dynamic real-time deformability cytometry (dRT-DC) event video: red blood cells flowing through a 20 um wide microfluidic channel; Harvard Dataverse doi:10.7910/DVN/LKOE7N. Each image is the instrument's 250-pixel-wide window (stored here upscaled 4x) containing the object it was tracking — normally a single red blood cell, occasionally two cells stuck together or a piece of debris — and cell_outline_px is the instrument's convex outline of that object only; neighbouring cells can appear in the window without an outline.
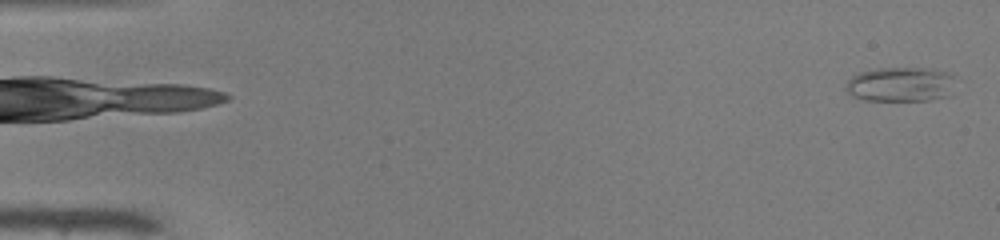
{"species": "common noctule bat (a hibernating species)", "species_latin": "Nyctalus noctula", "temperature_condition": "warm", "stored_images_in_passage": 50, "camera_frame_rate_fps": 3000, "um_per_image_px": 0.085, "animal": {"sex": "male", "body_mass_g": 19.0, "forearm_length_mm": 50.8}, "frame": {"image": 1, "passage_image": 1, "time_ms": 0.0, "image_size_px": [1000, 240], "cell_outline_px": [[952, 76], [948, 96], [928, 100], [864, 100], [852, 96], [844, 88], [848, 80], [852, 76], [860, 72], [876, 68], [932, 68], [948, 72]], "centroid_in_image_um": [76.48, 7.16], "position_along_channel_um": 8.5, "area_um2": 21.91}}
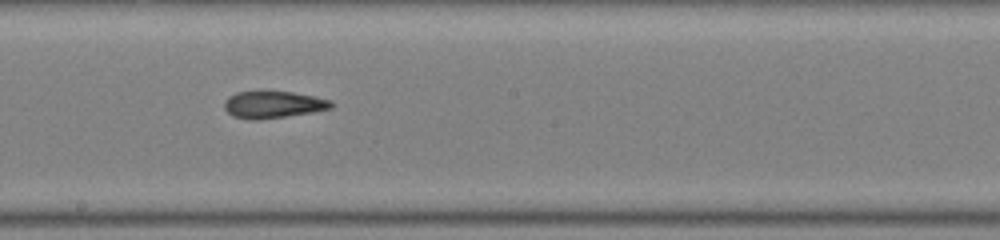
{"frame": {"image": 2, "passage_image": 28, "time_ms": 9.0, "image_size_px": [1000, 240], "cell_outline_px": [[332, 108], [312, 112], [288, 116], [256, 120], [248, 120], [232, 116], [224, 108], [224, 100], [228, 96], [236, 92], [292, 92], [332, 100]], "centroid_in_image_um": [23.18, 8.9], "position_along_channel_um": 225.0, "area_um2": 16.76}}
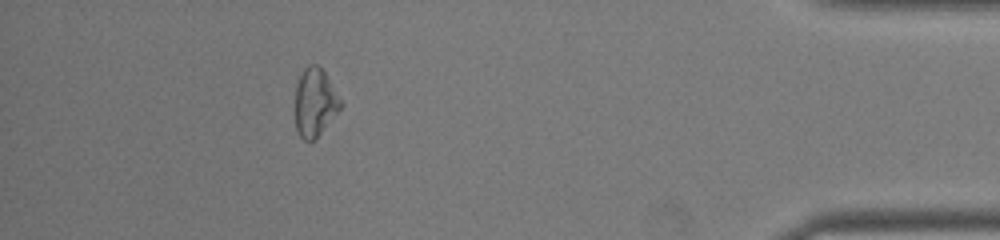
{"frame": {"image": 3, "passage_image": 45, "time_ms": 14.667, "image_size_px": [1000, 240], "cell_outline_px": [[344, 104], [316, 140], [304, 140], [296, 132], [296, 84], [304, 68], [308, 64], [316, 64], [324, 72]], "centroid_in_image_um": [26.78, 8.73], "position_along_channel_um": 408.4, "area_um2": 18.03}, "authors_computed_cell_mechanics": {"area_um2": 17.7735, "velocity_mm_per_s": 4.0865, "shape_relaxation_time_tau1_ms": null, "shape_relaxation_time_tau2_ms": 4.7661, "deformation_change_tau1": null, "deformation_change_tau2": 0.1403}}